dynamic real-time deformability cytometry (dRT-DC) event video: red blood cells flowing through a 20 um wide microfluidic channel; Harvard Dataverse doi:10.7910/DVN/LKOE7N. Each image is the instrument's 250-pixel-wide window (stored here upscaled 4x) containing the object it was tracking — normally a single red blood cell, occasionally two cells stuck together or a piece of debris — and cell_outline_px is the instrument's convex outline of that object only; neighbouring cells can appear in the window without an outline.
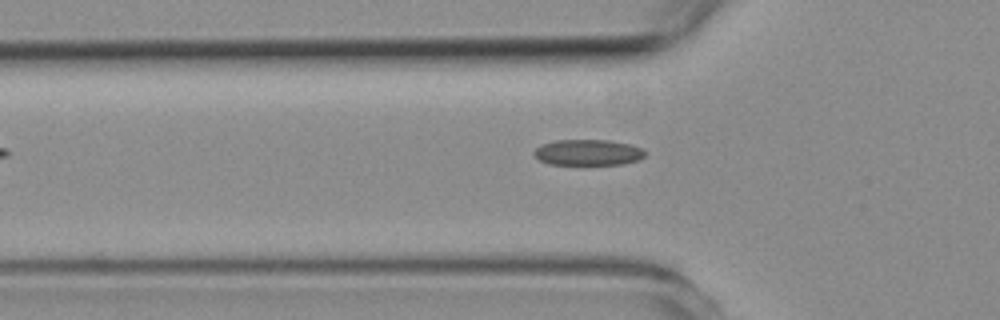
{"species": "common noctule bat (a hibernating species)", "species_latin": "Nyctalus noctula", "temperature_condition": "room temperature", "stored_images_in_passage": 3, "camera_frame_rate_fps": 3000, "um_per_image_px": 0.085, "animal": {"sex": "female", "body_mass_g": 19.3, "forearm_length_mm": 54.1}, "frame": {"image": 1, "passage_image": 3, "time_ms": 2.333, "image_size_px": [1000, 320], "cell_outline_px": [[644, 156], [636, 160], [624, 164], [548, 164], [540, 160], [532, 152], [536, 148], [544, 144], [556, 140], [608, 140], [628, 144], [644, 148]], "centroid_in_image_um": [49.98, 12.95], "position_along_channel_um": 75.8, "area_um2": 16.53}}